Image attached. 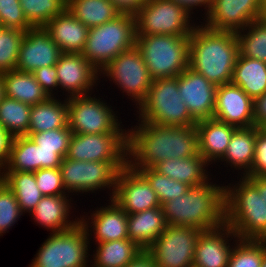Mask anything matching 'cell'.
<instances>
[{
	"label": "cell",
	"instance_id": "cell-18",
	"mask_svg": "<svg viewBox=\"0 0 266 267\" xmlns=\"http://www.w3.org/2000/svg\"><path fill=\"white\" fill-rule=\"evenodd\" d=\"M61 54L45 27H31L21 41L16 70L33 72L44 66H54Z\"/></svg>",
	"mask_w": 266,
	"mask_h": 267
},
{
	"label": "cell",
	"instance_id": "cell-27",
	"mask_svg": "<svg viewBox=\"0 0 266 267\" xmlns=\"http://www.w3.org/2000/svg\"><path fill=\"white\" fill-rule=\"evenodd\" d=\"M208 167L209 164L198 154L190 158L165 159L153 168L166 177L194 187L202 185L210 179L211 173L207 171Z\"/></svg>",
	"mask_w": 266,
	"mask_h": 267
},
{
	"label": "cell",
	"instance_id": "cell-25",
	"mask_svg": "<svg viewBox=\"0 0 266 267\" xmlns=\"http://www.w3.org/2000/svg\"><path fill=\"white\" fill-rule=\"evenodd\" d=\"M52 40L62 53L82 54L89 33V28L77 20L66 8L52 18L45 26Z\"/></svg>",
	"mask_w": 266,
	"mask_h": 267
},
{
	"label": "cell",
	"instance_id": "cell-19",
	"mask_svg": "<svg viewBox=\"0 0 266 267\" xmlns=\"http://www.w3.org/2000/svg\"><path fill=\"white\" fill-rule=\"evenodd\" d=\"M254 100L232 83L216 88L213 118L236 128L254 126Z\"/></svg>",
	"mask_w": 266,
	"mask_h": 267
},
{
	"label": "cell",
	"instance_id": "cell-37",
	"mask_svg": "<svg viewBox=\"0 0 266 267\" xmlns=\"http://www.w3.org/2000/svg\"><path fill=\"white\" fill-rule=\"evenodd\" d=\"M31 105L4 96L0 102V125L13 138L28 135Z\"/></svg>",
	"mask_w": 266,
	"mask_h": 267
},
{
	"label": "cell",
	"instance_id": "cell-34",
	"mask_svg": "<svg viewBox=\"0 0 266 267\" xmlns=\"http://www.w3.org/2000/svg\"><path fill=\"white\" fill-rule=\"evenodd\" d=\"M4 183L13 191L21 211L31 213L44 196L37 187L34 172L2 171Z\"/></svg>",
	"mask_w": 266,
	"mask_h": 267
},
{
	"label": "cell",
	"instance_id": "cell-17",
	"mask_svg": "<svg viewBox=\"0 0 266 267\" xmlns=\"http://www.w3.org/2000/svg\"><path fill=\"white\" fill-rule=\"evenodd\" d=\"M56 70L59 89L66 98L92 94L100 84V72L82 54L62 53Z\"/></svg>",
	"mask_w": 266,
	"mask_h": 267
},
{
	"label": "cell",
	"instance_id": "cell-38",
	"mask_svg": "<svg viewBox=\"0 0 266 267\" xmlns=\"http://www.w3.org/2000/svg\"><path fill=\"white\" fill-rule=\"evenodd\" d=\"M19 2L25 18L32 27H44L67 6V0H19Z\"/></svg>",
	"mask_w": 266,
	"mask_h": 267
},
{
	"label": "cell",
	"instance_id": "cell-45",
	"mask_svg": "<svg viewBox=\"0 0 266 267\" xmlns=\"http://www.w3.org/2000/svg\"><path fill=\"white\" fill-rule=\"evenodd\" d=\"M0 25L21 31L32 27L24 16L19 0H0Z\"/></svg>",
	"mask_w": 266,
	"mask_h": 267
},
{
	"label": "cell",
	"instance_id": "cell-16",
	"mask_svg": "<svg viewBox=\"0 0 266 267\" xmlns=\"http://www.w3.org/2000/svg\"><path fill=\"white\" fill-rule=\"evenodd\" d=\"M263 17L260 0H212L199 22L212 30L238 32Z\"/></svg>",
	"mask_w": 266,
	"mask_h": 267
},
{
	"label": "cell",
	"instance_id": "cell-32",
	"mask_svg": "<svg viewBox=\"0 0 266 267\" xmlns=\"http://www.w3.org/2000/svg\"><path fill=\"white\" fill-rule=\"evenodd\" d=\"M231 83L239 86L253 100L266 93V62L238 56Z\"/></svg>",
	"mask_w": 266,
	"mask_h": 267
},
{
	"label": "cell",
	"instance_id": "cell-50",
	"mask_svg": "<svg viewBox=\"0 0 266 267\" xmlns=\"http://www.w3.org/2000/svg\"><path fill=\"white\" fill-rule=\"evenodd\" d=\"M63 158L56 151H46L39 147L40 169L59 168Z\"/></svg>",
	"mask_w": 266,
	"mask_h": 267
},
{
	"label": "cell",
	"instance_id": "cell-6",
	"mask_svg": "<svg viewBox=\"0 0 266 267\" xmlns=\"http://www.w3.org/2000/svg\"><path fill=\"white\" fill-rule=\"evenodd\" d=\"M136 112L139 116L136 120L150 124L192 126L197 123L180 97L178 76L153 80Z\"/></svg>",
	"mask_w": 266,
	"mask_h": 267
},
{
	"label": "cell",
	"instance_id": "cell-7",
	"mask_svg": "<svg viewBox=\"0 0 266 267\" xmlns=\"http://www.w3.org/2000/svg\"><path fill=\"white\" fill-rule=\"evenodd\" d=\"M189 36H136V48L142 55L153 80L176 77L189 67Z\"/></svg>",
	"mask_w": 266,
	"mask_h": 267
},
{
	"label": "cell",
	"instance_id": "cell-31",
	"mask_svg": "<svg viewBox=\"0 0 266 267\" xmlns=\"http://www.w3.org/2000/svg\"><path fill=\"white\" fill-rule=\"evenodd\" d=\"M95 245L96 250L90 255V267H125L144 251L130 238L99 242Z\"/></svg>",
	"mask_w": 266,
	"mask_h": 267
},
{
	"label": "cell",
	"instance_id": "cell-57",
	"mask_svg": "<svg viewBox=\"0 0 266 267\" xmlns=\"http://www.w3.org/2000/svg\"><path fill=\"white\" fill-rule=\"evenodd\" d=\"M261 267H266V252L264 253L263 260L261 263Z\"/></svg>",
	"mask_w": 266,
	"mask_h": 267
},
{
	"label": "cell",
	"instance_id": "cell-28",
	"mask_svg": "<svg viewBox=\"0 0 266 267\" xmlns=\"http://www.w3.org/2000/svg\"><path fill=\"white\" fill-rule=\"evenodd\" d=\"M167 225L162 207L127 214L129 238L144 251L160 236Z\"/></svg>",
	"mask_w": 266,
	"mask_h": 267
},
{
	"label": "cell",
	"instance_id": "cell-54",
	"mask_svg": "<svg viewBox=\"0 0 266 267\" xmlns=\"http://www.w3.org/2000/svg\"><path fill=\"white\" fill-rule=\"evenodd\" d=\"M257 188L266 203V176H246Z\"/></svg>",
	"mask_w": 266,
	"mask_h": 267
},
{
	"label": "cell",
	"instance_id": "cell-21",
	"mask_svg": "<svg viewBox=\"0 0 266 267\" xmlns=\"http://www.w3.org/2000/svg\"><path fill=\"white\" fill-rule=\"evenodd\" d=\"M238 239L237 234L226 223L202 231L197 239L193 267H227L233 244Z\"/></svg>",
	"mask_w": 266,
	"mask_h": 267
},
{
	"label": "cell",
	"instance_id": "cell-3",
	"mask_svg": "<svg viewBox=\"0 0 266 267\" xmlns=\"http://www.w3.org/2000/svg\"><path fill=\"white\" fill-rule=\"evenodd\" d=\"M212 178L161 206L168 225L205 231L225 224V186Z\"/></svg>",
	"mask_w": 266,
	"mask_h": 267
},
{
	"label": "cell",
	"instance_id": "cell-41",
	"mask_svg": "<svg viewBox=\"0 0 266 267\" xmlns=\"http://www.w3.org/2000/svg\"><path fill=\"white\" fill-rule=\"evenodd\" d=\"M25 31L0 27V73L16 69Z\"/></svg>",
	"mask_w": 266,
	"mask_h": 267
},
{
	"label": "cell",
	"instance_id": "cell-10",
	"mask_svg": "<svg viewBox=\"0 0 266 267\" xmlns=\"http://www.w3.org/2000/svg\"><path fill=\"white\" fill-rule=\"evenodd\" d=\"M91 95L67 98L68 126L72 133H128L126 127L123 129L124 125L113 107L106 100Z\"/></svg>",
	"mask_w": 266,
	"mask_h": 267
},
{
	"label": "cell",
	"instance_id": "cell-36",
	"mask_svg": "<svg viewBox=\"0 0 266 267\" xmlns=\"http://www.w3.org/2000/svg\"><path fill=\"white\" fill-rule=\"evenodd\" d=\"M235 34L239 55L266 62V17L253 20Z\"/></svg>",
	"mask_w": 266,
	"mask_h": 267
},
{
	"label": "cell",
	"instance_id": "cell-12",
	"mask_svg": "<svg viewBox=\"0 0 266 267\" xmlns=\"http://www.w3.org/2000/svg\"><path fill=\"white\" fill-rule=\"evenodd\" d=\"M107 77L122 93L127 95L135 108L144 101L153 79L141 53L135 47L111 60L101 71L100 78Z\"/></svg>",
	"mask_w": 266,
	"mask_h": 267
},
{
	"label": "cell",
	"instance_id": "cell-33",
	"mask_svg": "<svg viewBox=\"0 0 266 267\" xmlns=\"http://www.w3.org/2000/svg\"><path fill=\"white\" fill-rule=\"evenodd\" d=\"M66 8L88 28L112 21L121 14L110 0H67Z\"/></svg>",
	"mask_w": 266,
	"mask_h": 267
},
{
	"label": "cell",
	"instance_id": "cell-58",
	"mask_svg": "<svg viewBox=\"0 0 266 267\" xmlns=\"http://www.w3.org/2000/svg\"><path fill=\"white\" fill-rule=\"evenodd\" d=\"M4 183V178L2 172H0V186Z\"/></svg>",
	"mask_w": 266,
	"mask_h": 267
},
{
	"label": "cell",
	"instance_id": "cell-14",
	"mask_svg": "<svg viewBox=\"0 0 266 267\" xmlns=\"http://www.w3.org/2000/svg\"><path fill=\"white\" fill-rule=\"evenodd\" d=\"M66 157L76 161L128 162V133H73Z\"/></svg>",
	"mask_w": 266,
	"mask_h": 267
},
{
	"label": "cell",
	"instance_id": "cell-48",
	"mask_svg": "<svg viewBox=\"0 0 266 267\" xmlns=\"http://www.w3.org/2000/svg\"><path fill=\"white\" fill-rule=\"evenodd\" d=\"M121 14L136 15L148 0H110Z\"/></svg>",
	"mask_w": 266,
	"mask_h": 267
},
{
	"label": "cell",
	"instance_id": "cell-15",
	"mask_svg": "<svg viewBox=\"0 0 266 267\" xmlns=\"http://www.w3.org/2000/svg\"><path fill=\"white\" fill-rule=\"evenodd\" d=\"M112 200L127 214L161 207L146 178L129 164L117 174Z\"/></svg>",
	"mask_w": 266,
	"mask_h": 267
},
{
	"label": "cell",
	"instance_id": "cell-44",
	"mask_svg": "<svg viewBox=\"0 0 266 267\" xmlns=\"http://www.w3.org/2000/svg\"><path fill=\"white\" fill-rule=\"evenodd\" d=\"M37 187L44 196L71 195L63 184L59 168H44L34 172Z\"/></svg>",
	"mask_w": 266,
	"mask_h": 267
},
{
	"label": "cell",
	"instance_id": "cell-22",
	"mask_svg": "<svg viewBox=\"0 0 266 267\" xmlns=\"http://www.w3.org/2000/svg\"><path fill=\"white\" fill-rule=\"evenodd\" d=\"M107 201L108 205L97 207L90 216H80V223L85 227L88 238L93 236L94 244L129 238L127 213L113 200Z\"/></svg>",
	"mask_w": 266,
	"mask_h": 267
},
{
	"label": "cell",
	"instance_id": "cell-55",
	"mask_svg": "<svg viewBox=\"0 0 266 267\" xmlns=\"http://www.w3.org/2000/svg\"><path fill=\"white\" fill-rule=\"evenodd\" d=\"M3 97H4V83L2 74L0 73V102L2 101Z\"/></svg>",
	"mask_w": 266,
	"mask_h": 267
},
{
	"label": "cell",
	"instance_id": "cell-29",
	"mask_svg": "<svg viewBox=\"0 0 266 267\" xmlns=\"http://www.w3.org/2000/svg\"><path fill=\"white\" fill-rule=\"evenodd\" d=\"M49 97L47 100L31 106L28 133L64 128L68 126L67 98Z\"/></svg>",
	"mask_w": 266,
	"mask_h": 267
},
{
	"label": "cell",
	"instance_id": "cell-39",
	"mask_svg": "<svg viewBox=\"0 0 266 267\" xmlns=\"http://www.w3.org/2000/svg\"><path fill=\"white\" fill-rule=\"evenodd\" d=\"M266 240L238 239L234 244L227 267H261Z\"/></svg>",
	"mask_w": 266,
	"mask_h": 267
},
{
	"label": "cell",
	"instance_id": "cell-8",
	"mask_svg": "<svg viewBox=\"0 0 266 267\" xmlns=\"http://www.w3.org/2000/svg\"><path fill=\"white\" fill-rule=\"evenodd\" d=\"M49 234L29 267H90V243L94 240L88 238L81 223L70 230Z\"/></svg>",
	"mask_w": 266,
	"mask_h": 267
},
{
	"label": "cell",
	"instance_id": "cell-35",
	"mask_svg": "<svg viewBox=\"0 0 266 267\" xmlns=\"http://www.w3.org/2000/svg\"><path fill=\"white\" fill-rule=\"evenodd\" d=\"M39 169V146L30 136L13 137L7 166L3 171L35 172Z\"/></svg>",
	"mask_w": 266,
	"mask_h": 267
},
{
	"label": "cell",
	"instance_id": "cell-53",
	"mask_svg": "<svg viewBox=\"0 0 266 267\" xmlns=\"http://www.w3.org/2000/svg\"><path fill=\"white\" fill-rule=\"evenodd\" d=\"M125 267H156L152 256L147 251H142Z\"/></svg>",
	"mask_w": 266,
	"mask_h": 267
},
{
	"label": "cell",
	"instance_id": "cell-43",
	"mask_svg": "<svg viewBox=\"0 0 266 267\" xmlns=\"http://www.w3.org/2000/svg\"><path fill=\"white\" fill-rule=\"evenodd\" d=\"M23 212L17 202L13 191L3 183L0 186V236L12 229Z\"/></svg>",
	"mask_w": 266,
	"mask_h": 267
},
{
	"label": "cell",
	"instance_id": "cell-13",
	"mask_svg": "<svg viewBox=\"0 0 266 267\" xmlns=\"http://www.w3.org/2000/svg\"><path fill=\"white\" fill-rule=\"evenodd\" d=\"M202 230L167 225L146 250L156 267H193L195 247Z\"/></svg>",
	"mask_w": 266,
	"mask_h": 267
},
{
	"label": "cell",
	"instance_id": "cell-20",
	"mask_svg": "<svg viewBox=\"0 0 266 267\" xmlns=\"http://www.w3.org/2000/svg\"><path fill=\"white\" fill-rule=\"evenodd\" d=\"M216 88V85L190 67L178 75L180 97L196 121L213 118Z\"/></svg>",
	"mask_w": 266,
	"mask_h": 267
},
{
	"label": "cell",
	"instance_id": "cell-2",
	"mask_svg": "<svg viewBox=\"0 0 266 267\" xmlns=\"http://www.w3.org/2000/svg\"><path fill=\"white\" fill-rule=\"evenodd\" d=\"M189 67L216 86L231 83L239 56L235 32L197 24L189 36Z\"/></svg>",
	"mask_w": 266,
	"mask_h": 267
},
{
	"label": "cell",
	"instance_id": "cell-23",
	"mask_svg": "<svg viewBox=\"0 0 266 267\" xmlns=\"http://www.w3.org/2000/svg\"><path fill=\"white\" fill-rule=\"evenodd\" d=\"M69 196L71 195L43 196L34 210L28 215L33 217L35 224L37 223L40 227L52 233L70 230L80 223V217L72 219L74 215L71 216V210L76 208L71 203L73 198H69Z\"/></svg>",
	"mask_w": 266,
	"mask_h": 267
},
{
	"label": "cell",
	"instance_id": "cell-24",
	"mask_svg": "<svg viewBox=\"0 0 266 267\" xmlns=\"http://www.w3.org/2000/svg\"><path fill=\"white\" fill-rule=\"evenodd\" d=\"M198 151L209 164H215L226 153L236 127L214 118L197 121Z\"/></svg>",
	"mask_w": 266,
	"mask_h": 267
},
{
	"label": "cell",
	"instance_id": "cell-26",
	"mask_svg": "<svg viewBox=\"0 0 266 267\" xmlns=\"http://www.w3.org/2000/svg\"><path fill=\"white\" fill-rule=\"evenodd\" d=\"M256 135L257 127L255 126L236 128L227 146L226 153L218 162H224V167L226 163L229 167L234 168L233 172L234 170H240L238 176H246L253 165Z\"/></svg>",
	"mask_w": 266,
	"mask_h": 267
},
{
	"label": "cell",
	"instance_id": "cell-9",
	"mask_svg": "<svg viewBox=\"0 0 266 267\" xmlns=\"http://www.w3.org/2000/svg\"><path fill=\"white\" fill-rule=\"evenodd\" d=\"M127 164L128 162L76 161L65 157L59 169L64 187L71 193V197L77 193L96 195L95 191L108 189L112 200L117 174Z\"/></svg>",
	"mask_w": 266,
	"mask_h": 267
},
{
	"label": "cell",
	"instance_id": "cell-5",
	"mask_svg": "<svg viewBox=\"0 0 266 267\" xmlns=\"http://www.w3.org/2000/svg\"><path fill=\"white\" fill-rule=\"evenodd\" d=\"M136 44L135 15L120 14L114 20L89 28L82 55L99 72L117 55Z\"/></svg>",
	"mask_w": 266,
	"mask_h": 267
},
{
	"label": "cell",
	"instance_id": "cell-51",
	"mask_svg": "<svg viewBox=\"0 0 266 267\" xmlns=\"http://www.w3.org/2000/svg\"><path fill=\"white\" fill-rule=\"evenodd\" d=\"M11 139L12 137L7 133L6 129L0 125V172L7 166Z\"/></svg>",
	"mask_w": 266,
	"mask_h": 267
},
{
	"label": "cell",
	"instance_id": "cell-47",
	"mask_svg": "<svg viewBox=\"0 0 266 267\" xmlns=\"http://www.w3.org/2000/svg\"><path fill=\"white\" fill-rule=\"evenodd\" d=\"M32 74L49 97H55V95L58 94L59 84L57 80L56 65L41 67L34 70ZM53 90H57V92H54Z\"/></svg>",
	"mask_w": 266,
	"mask_h": 267
},
{
	"label": "cell",
	"instance_id": "cell-40",
	"mask_svg": "<svg viewBox=\"0 0 266 267\" xmlns=\"http://www.w3.org/2000/svg\"><path fill=\"white\" fill-rule=\"evenodd\" d=\"M148 181L156 192L161 206L177 196L184 195L190 188L189 185L160 174L154 168L135 169Z\"/></svg>",
	"mask_w": 266,
	"mask_h": 267
},
{
	"label": "cell",
	"instance_id": "cell-52",
	"mask_svg": "<svg viewBox=\"0 0 266 267\" xmlns=\"http://www.w3.org/2000/svg\"><path fill=\"white\" fill-rule=\"evenodd\" d=\"M174 2L178 3L179 5L183 6L190 14H196L193 11H199L196 9H200V7H204V14L209 11L212 0H173ZM198 7V8H197Z\"/></svg>",
	"mask_w": 266,
	"mask_h": 267
},
{
	"label": "cell",
	"instance_id": "cell-46",
	"mask_svg": "<svg viewBox=\"0 0 266 267\" xmlns=\"http://www.w3.org/2000/svg\"><path fill=\"white\" fill-rule=\"evenodd\" d=\"M246 176H266V132L262 128H257L253 165Z\"/></svg>",
	"mask_w": 266,
	"mask_h": 267
},
{
	"label": "cell",
	"instance_id": "cell-56",
	"mask_svg": "<svg viewBox=\"0 0 266 267\" xmlns=\"http://www.w3.org/2000/svg\"><path fill=\"white\" fill-rule=\"evenodd\" d=\"M261 12L264 17H266V0H260Z\"/></svg>",
	"mask_w": 266,
	"mask_h": 267
},
{
	"label": "cell",
	"instance_id": "cell-30",
	"mask_svg": "<svg viewBox=\"0 0 266 267\" xmlns=\"http://www.w3.org/2000/svg\"><path fill=\"white\" fill-rule=\"evenodd\" d=\"M1 74L4 83V96L31 106L49 98L32 72H22L14 69Z\"/></svg>",
	"mask_w": 266,
	"mask_h": 267
},
{
	"label": "cell",
	"instance_id": "cell-49",
	"mask_svg": "<svg viewBox=\"0 0 266 267\" xmlns=\"http://www.w3.org/2000/svg\"><path fill=\"white\" fill-rule=\"evenodd\" d=\"M254 107V126L263 128L266 126V93L256 97L253 102Z\"/></svg>",
	"mask_w": 266,
	"mask_h": 267
},
{
	"label": "cell",
	"instance_id": "cell-11",
	"mask_svg": "<svg viewBox=\"0 0 266 267\" xmlns=\"http://www.w3.org/2000/svg\"><path fill=\"white\" fill-rule=\"evenodd\" d=\"M192 14L173 0H148L135 15L136 36H190L196 24ZM193 22V23H192Z\"/></svg>",
	"mask_w": 266,
	"mask_h": 267
},
{
	"label": "cell",
	"instance_id": "cell-42",
	"mask_svg": "<svg viewBox=\"0 0 266 267\" xmlns=\"http://www.w3.org/2000/svg\"><path fill=\"white\" fill-rule=\"evenodd\" d=\"M72 134L67 126L39 133H28L27 136H30L42 150L56 151L62 158H65Z\"/></svg>",
	"mask_w": 266,
	"mask_h": 267
},
{
	"label": "cell",
	"instance_id": "cell-4",
	"mask_svg": "<svg viewBox=\"0 0 266 267\" xmlns=\"http://www.w3.org/2000/svg\"><path fill=\"white\" fill-rule=\"evenodd\" d=\"M240 177L225 185V223L239 239L266 240L264 198L246 176Z\"/></svg>",
	"mask_w": 266,
	"mask_h": 267
},
{
	"label": "cell",
	"instance_id": "cell-1",
	"mask_svg": "<svg viewBox=\"0 0 266 267\" xmlns=\"http://www.w3.org/2000/svg\"><path fill=\"white\" fill-rule=\"evenodd\" d=\"M128 128V164L133 169L153 168L171 158L198 155L195 125L165 126L137 120Z\"/></svg>",
	"mask_w": 266,
	"mask_h": 267
}]
</instances>
